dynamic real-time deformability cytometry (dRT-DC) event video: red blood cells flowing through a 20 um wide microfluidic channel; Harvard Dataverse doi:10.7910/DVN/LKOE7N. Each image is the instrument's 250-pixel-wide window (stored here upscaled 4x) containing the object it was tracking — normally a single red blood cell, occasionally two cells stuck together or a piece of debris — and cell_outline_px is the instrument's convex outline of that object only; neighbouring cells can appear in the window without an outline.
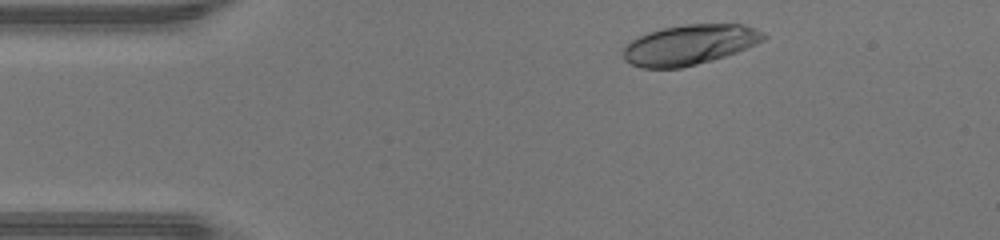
{"species": "human", "species_latin": "Homo sapiens", "temperature_condition": "warm", "stored_images_in_passage": 37, "camera_frame_rate_fps": 3000, "um_per_image_px": 0.085, "donor": {"sex": "male"}, "frame": {"image": 1, "passage_image": 3, "time_ms": 0.667, "image_size_px": [1000, 240], "cell_outline_px": [[768, 36], [764, 40], [748, 48], [712, 60], [680, 68], [640, 68], [624, 60], [624, 48], [632, 40], [648, 32], [660, 28], [688, 24], [740, 24], [756, 28], [764, 32]], "centroid_in_image_um": [58.64, 3.8], "position_along_channel_um": 26.4, "area_um2": 32.77}}
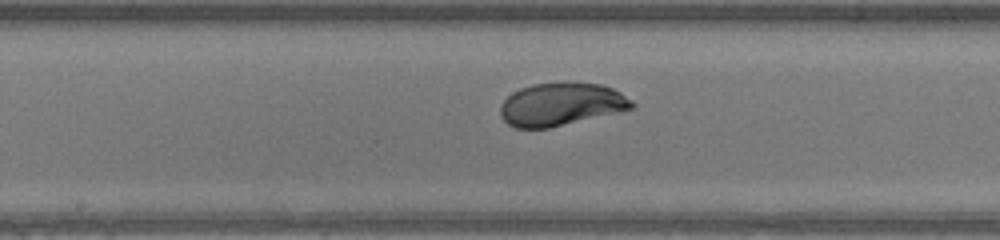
{"frame": {"image": 2, "passage_image": 19, "time_ms": 6.0, "image_size_px": [1000, 240], "cell_outline_px": [[636, 104], [632, 108], [616, 112], [548, 128], [516, 128], [508, 124], [500, 116], [500, 104], [512, 92], [520, 88], [532, 84], [600, 84], [612, 88], [620, 92], [632, 100]], "centroid_in_image_um": [47.65, 8.88], "position_along_channel_um": 200.6, "area_um2": 32.19}}
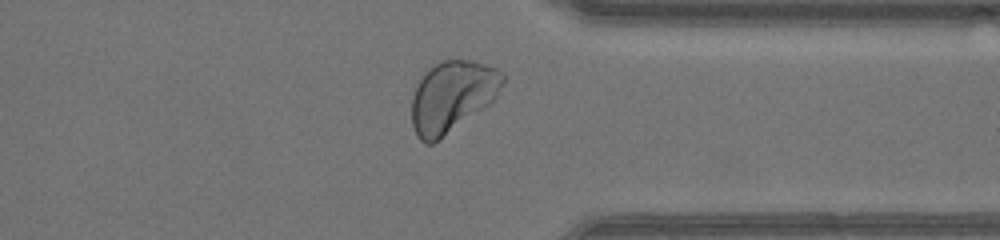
{"frame": {"image": 3, "passage_image": 31, "time_ms": 10.0, "image_size_px": [1000, 240], "cell_outline_px": [[504, 80], [496, 96], [484, 108], [440, 140], [432, 144], [424, 144], [416, 136], [412, 124], [412, 96], [420, 80], [440, 60], [472, 60], [496, 68], [504, 72]], "centroid_in_image_um": [38.43, 8.23], "position_along_channel_um": 373.0, "area_um2": 37.51}, "authors_computed_cell_mechanics": {"area_um2": 33.5818, "velocity_mm_per_s": 4.4311, "shape_relaxation_time_tau1_ms": 2.6892, "shape_relaxation_time_tau2_ms": null, "deformation_change_tau1": 0.1678, "deformation_change_tau2": null}}